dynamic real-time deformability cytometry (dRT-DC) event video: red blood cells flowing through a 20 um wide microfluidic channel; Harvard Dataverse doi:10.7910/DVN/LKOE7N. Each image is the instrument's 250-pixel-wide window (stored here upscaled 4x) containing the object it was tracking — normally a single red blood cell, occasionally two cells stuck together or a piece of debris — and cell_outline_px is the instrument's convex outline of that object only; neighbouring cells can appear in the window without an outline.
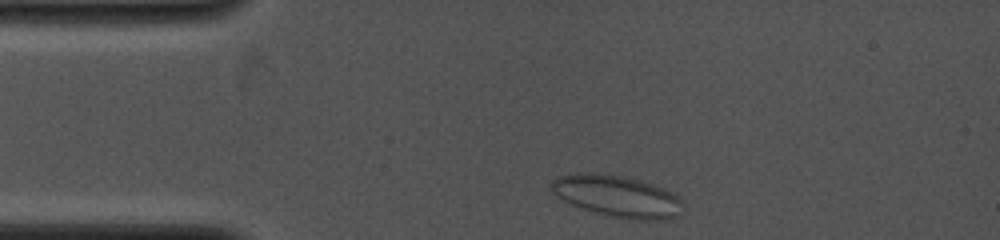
{"species": "common noctule bat (a hibernating species)", "species_latin": "Nyctalus noctula", "temperature_condition": "cold", "stored_images_in_passage": 45, "camera_frame_rate_fps": 4000, "um_per_image_px": 0.085, "animal": {"sex": "female", "body_mass_g": 19.0, "forearm_length_mm": 53.3}, "frame": {"image": 1, "passage_image": 1, "time_ms": 0.0, "image_size_px": [1000, 240], "cell_outline_px": [[684, 204], [680, 216], [660, 220], [632, 220], [592, 212], [572, 204], [556, 196], [548, 188], [548, 184], [552, 180], [560, 176], [588, 172], [596, 172], [624, 176], [640, 180], [652, 184], [672, 192], [680, 196]], "centroid_in_image_um": [52.48, 16.68], "position_along_channel_um": 32.5, "area_um2": 32.37}}
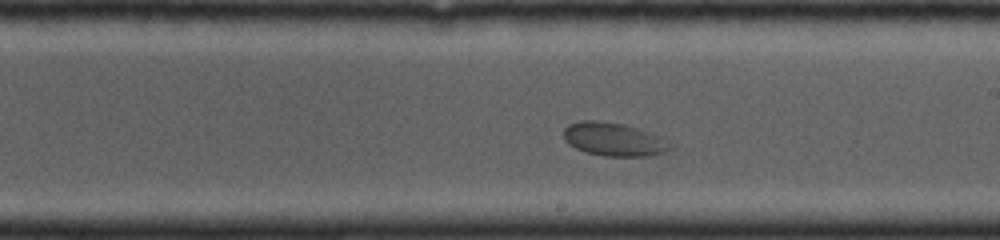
{"frame": {"image": 2, "passage_image": 21, "time_ms": 5.75, "image_size_px": [1000, 240], "cell_outline_px": [[672, 148], [664, 152], [648, 156], [604, 156], [584, 152], [568, 144], [564, 140], [564, 128], [568, 124], [580, 120], [596, 120], [624, 124], [660, 136], [672, 144]], "centroid_in_image_um": [52.14, 11.84], "position_along_channel_um": 236.9, "area_um2": 20.81}}
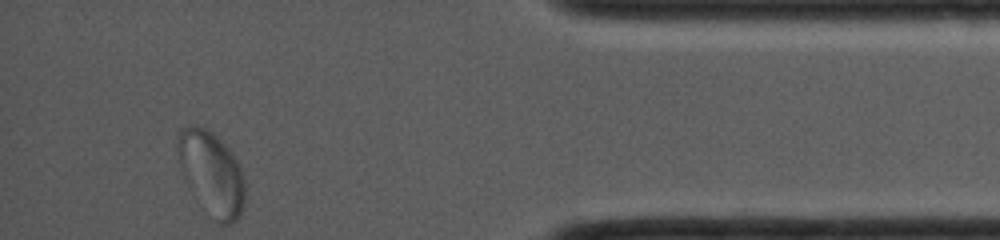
{"frame": {"image": 3, "passage_image": 45, "time_ms": 10.75, "image_size_px": [1000, 240], "cell_outline_px": [[244, 204], [240, 216], [232, 224], [216, 224], [176, 156], [176, 140], [180, 132], [184, 128], [196, 124], [212, 132], [228, 148], [240, 164], [244, 176]], "centroid_in_image_um": [18.05, 14.69], "position_along_channel_um": 417.2, "area_um2": 31.56}}